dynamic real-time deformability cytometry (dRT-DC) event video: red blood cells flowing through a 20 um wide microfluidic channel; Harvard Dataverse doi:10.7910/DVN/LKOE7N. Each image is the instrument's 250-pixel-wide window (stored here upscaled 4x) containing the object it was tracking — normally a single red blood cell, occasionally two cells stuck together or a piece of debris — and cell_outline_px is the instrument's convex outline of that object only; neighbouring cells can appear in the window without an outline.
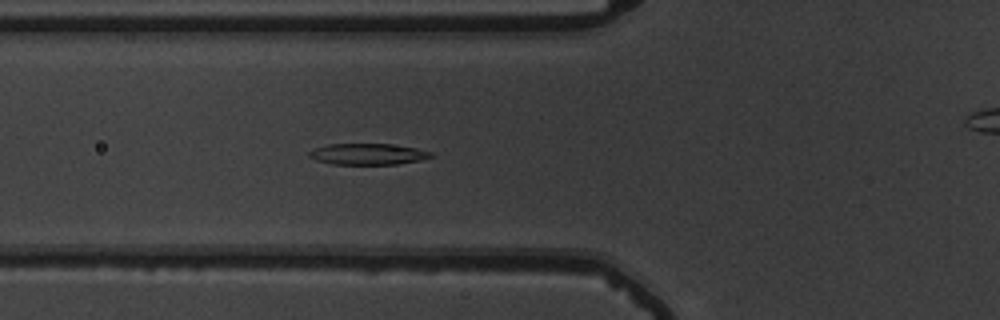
{"species": "common noctule bat (a hibernating species)", "species_latin": "Nyctalus noctula", "temperature_condition": "warm", "stored_images_in_passage": 56, "segment_of_instrument_passage": [1, 2], "camera_frame_rate_fps": 3000, "um_per_image_px": 0.085, "animal": {"sex": "male", "body_mass_g": 19.5, "forearm_length_mm": 54.6}, "frame": {"image": 1, "passage_image": 21, "time_ms": 6.667, "image_size_px": [1000, 320], "cell_outline_px": [[432, 156], [420, 160], [396, 164], [332, 164], [316, 160], [308, 156], [308, 152], [312, 148], [328, 144], [388, 144], [416, 148], [432, 152]], "centroid_in_image_um": [31.21, 13.09], "position_along_channel_um": 94.6, "area_um2": 14.97}}
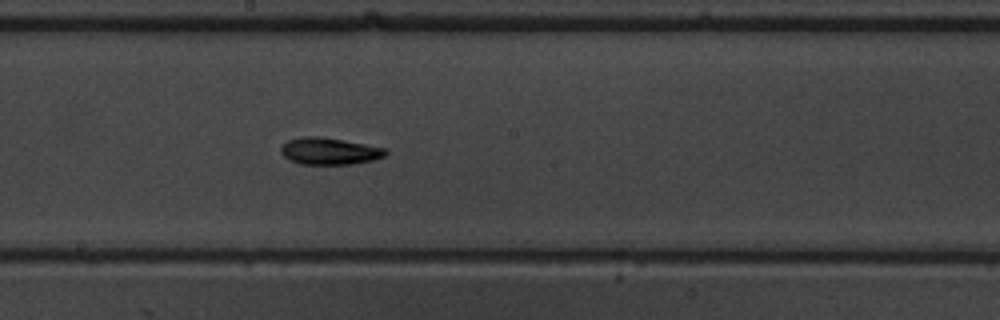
{"frame": {"image": 2, "passage_image": 31, "time_ms": 10.0, "image_size_px": [1000, 320], "cell_outline_px": [[388, 152], [384, 156], [372, 160], [352, 164], [300, 164], [284, 156], [280, 152], [280, 148], [288, 140], [304, 136], [316, 136], [364, 144], [384, 148]], "centroid_in_image_um": [27.98, 12.85], "position_along_channel_um": 220.2, "area_um2": 16.07}}
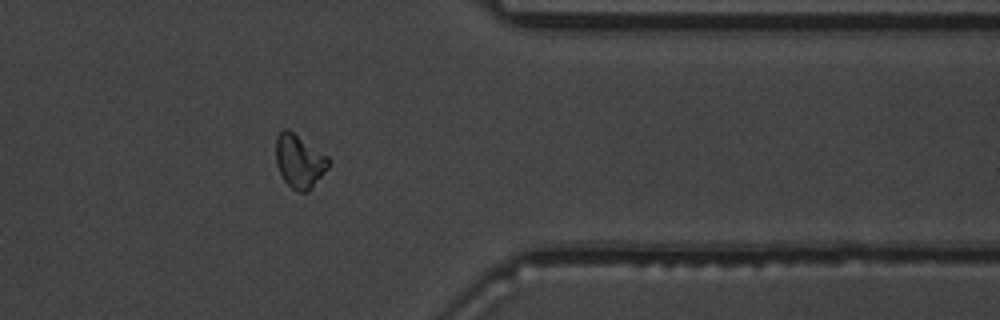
{"frame": {"image": 3, "passage_image": 45, "time_ms": 14.667, "image_size_px": [1000, 320], "cell_outline_px": [[332, 160], [328, 168], [312, 188], [308, 192], [300, 192], [292, 188], [284, 180], [276, 164], [276, 136], [284, 128], [288, 128], [328, 156]], "centroid_in_image_um": [25.46, 13.69], "position_along_channel_um": 385.9, "area_um2": 16.53}}